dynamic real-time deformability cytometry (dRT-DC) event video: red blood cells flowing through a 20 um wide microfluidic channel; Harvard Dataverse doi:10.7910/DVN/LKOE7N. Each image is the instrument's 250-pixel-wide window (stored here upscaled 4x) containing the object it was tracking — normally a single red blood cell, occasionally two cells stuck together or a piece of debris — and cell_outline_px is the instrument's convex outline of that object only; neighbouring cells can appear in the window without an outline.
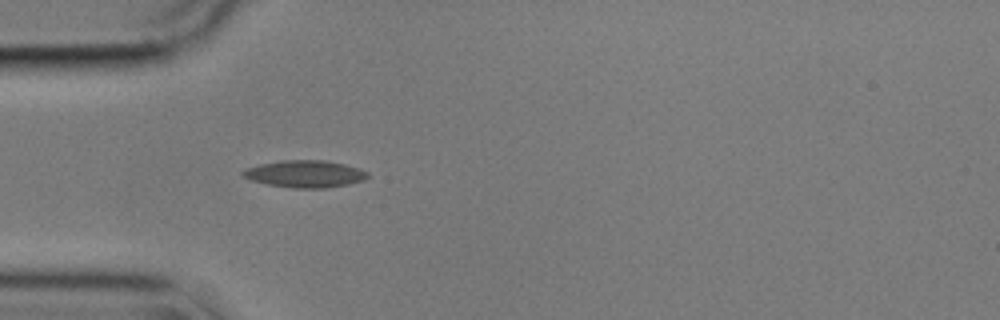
{"species": "common noctule bat (a hibernating species)", "species_latin": "Nyctalus noctula", "temperature_condition": "cold", "stored_images_in_passage": 9, "camera_frame_rate_fps": 3000, "um_per_image_px": 0.085, "animal": {"sex": "male", "body_mass_g": 17.9}, "frame": {"image": 1, "passage_image": 1, "time_ms": 0.0, "image_size_px": [1000, 320], "cell_outline_px": [[368, 176], [364, 180], [348, 184], [328, 188], [292, 188], [268, 184], [252, 180], [244, 176], [240, 172], [244, 168], [260, 164], [280, 160], [324, 160], [344, 164], [360, 168], [368, 172]], "centroid_in_image_um": [25.93, 14.77], "position_along_channel_um": 59.1, "area_um2": 19.77}}
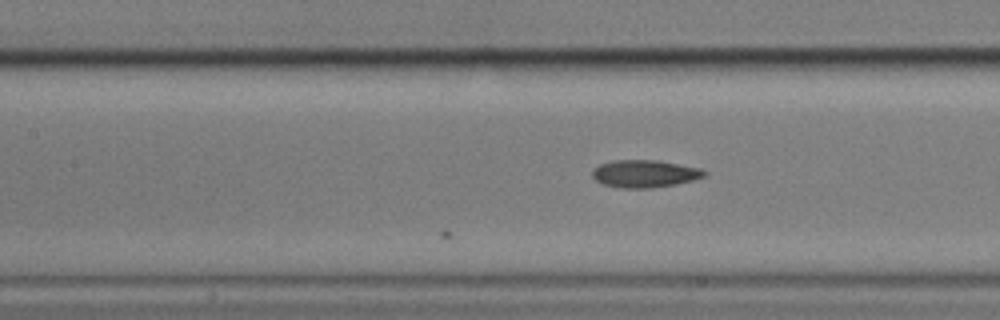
{"frame": {"image": 2, "passage_image": 9, "time_ms": 2.667, "image_size_px": [1000, 320], "cell_outline_px": [[708, 172], [704, 176], [692, 180], [676, 184], [652, 188], [620, 188], [604, 184], [596, 180], [592, 176], [592, 168], [600, 164], [612, 160], [656, 160], [700, 168]], "centroid_in_image_um": [54.77, 14.76], "position_along_channel_um": 152.6, "area_um2": 17.92}}